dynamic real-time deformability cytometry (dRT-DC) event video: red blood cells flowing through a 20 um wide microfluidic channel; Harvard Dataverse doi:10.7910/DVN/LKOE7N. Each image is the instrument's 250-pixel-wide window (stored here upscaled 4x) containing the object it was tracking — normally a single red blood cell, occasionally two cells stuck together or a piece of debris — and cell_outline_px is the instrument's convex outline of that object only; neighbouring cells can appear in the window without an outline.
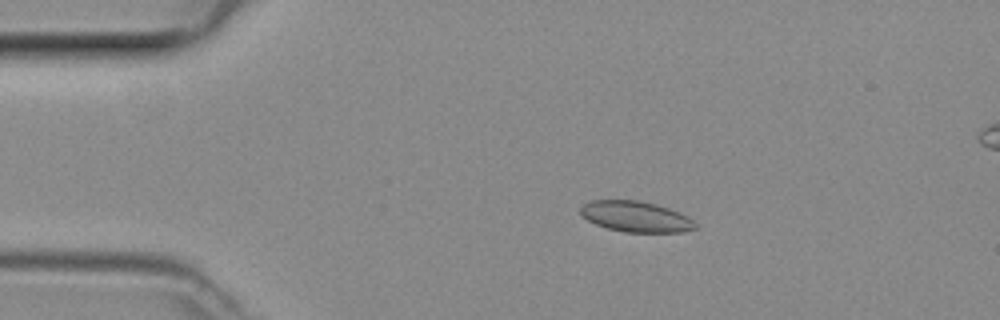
{"species": "common noctule bat (a hibernating species)", "species_latin": "Nyctalus noctula", "temperature_condition": "room temperature", "stored_images_in_passage": 49, "segment_of_instrument_passage": [1, 2], "camera_frame_rate_fps": 3000, "um_per_image_px": 0.085, "animal": {"sex": "female", "body_mass_g": 29.2, "forearm_length_mm": 56.3}, "frame": {"image": 1, "passage_image": 9, "time_ms": 2.667, "image_size_px": [1000, 320], "cell_outline_px": [[696, 228], [684, 232], [624, 232], [608, 228], [596, 224], [588, 220], [580, 212], [580, 208], [584, 204], [592, 200], [640, 200], [656, 204], [680, 212], [688, 216], [696, 224]], "centroid_in_image_um": [54.07, 18.41], "position_along_channel_um": 30.9, "area_um2": 20.52}}
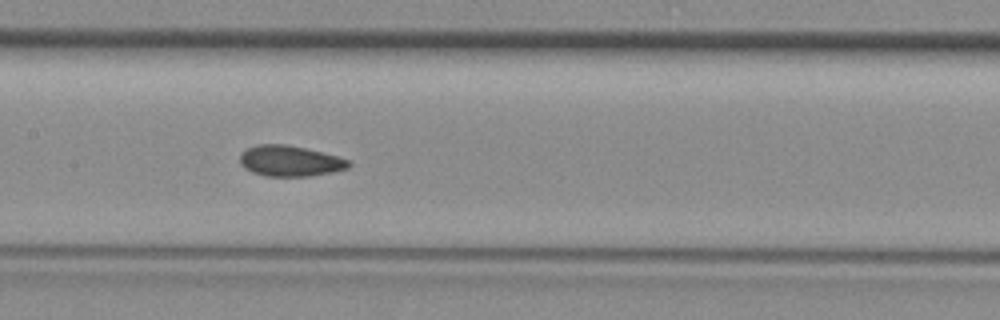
{"frame": {"image": 2, "passage_image": 23, "time_ms": 7.333, "image_size_px": [1000, 320], "cell_outline_px": [[352, 164], [348, 168], [332, 172], [308, 176], [264, 176], [252, 172], [244, 168], [240, 164], [240, 156], [248, 148], [256, 144], [284, 144], [304, 148], [340, 156], [352, 160]], "centroid_in_image_um": [24.69, 13.68], "position_along_channel_um": 182.7, "area_um2": 19.59}}
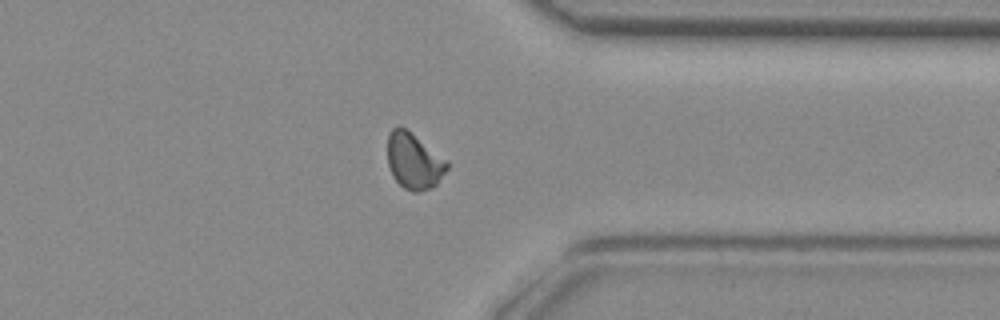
{"frame": {"image": 3, "passage_image": 37, "time_ms": 12.0, "image_size_px": [1000, 320], "cell_outline_px": [[448, 168], [436, 184], [432, 188], [420, 192], [412, 192], [404, 188], [392, 176], [388, 164], [388, 132], [392, 128], [400, 124], [448, 160]], "centroid_in_image_um": [35.18, 13.68], "position_along_channel_um": 376.2, "area_um2": 19.59}}